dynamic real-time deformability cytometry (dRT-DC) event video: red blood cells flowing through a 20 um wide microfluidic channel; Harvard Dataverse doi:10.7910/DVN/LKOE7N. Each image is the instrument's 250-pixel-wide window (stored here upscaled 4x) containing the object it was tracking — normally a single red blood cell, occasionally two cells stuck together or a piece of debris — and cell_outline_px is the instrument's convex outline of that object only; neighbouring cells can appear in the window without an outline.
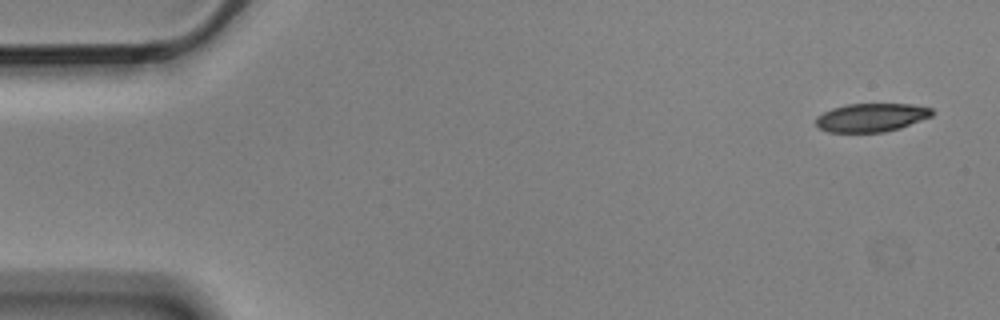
{"species": "Egyptian fruit bat (a non-hibernating species)", "species_latin": "Rousettus aegyptiacus", "temperature_condition": "cold", "stored_images_in_passage": 3, "segment_of_instrument_passage": [2, 2], "camera_frame_rate_fps": 3000, "um_per_image_px": 0.085, "animal": {"sex": "male"}, "frame": {"image": 1, "passage_image": 3, "time_ms": 0.667, "image_size_px": [1000, 320], "cell_outline_px": [[936, 112], [932, 116], [900, 128], [884, 132], [828, 132], [820, 128], [816, 124], [816, 116], [832, 108], [848, 104], [912, 104], [932, 108]], "centroid_in_image_um": [74.09, 9.98], "position_along_channel_um": 10.9, "area_um2": 19.31}}